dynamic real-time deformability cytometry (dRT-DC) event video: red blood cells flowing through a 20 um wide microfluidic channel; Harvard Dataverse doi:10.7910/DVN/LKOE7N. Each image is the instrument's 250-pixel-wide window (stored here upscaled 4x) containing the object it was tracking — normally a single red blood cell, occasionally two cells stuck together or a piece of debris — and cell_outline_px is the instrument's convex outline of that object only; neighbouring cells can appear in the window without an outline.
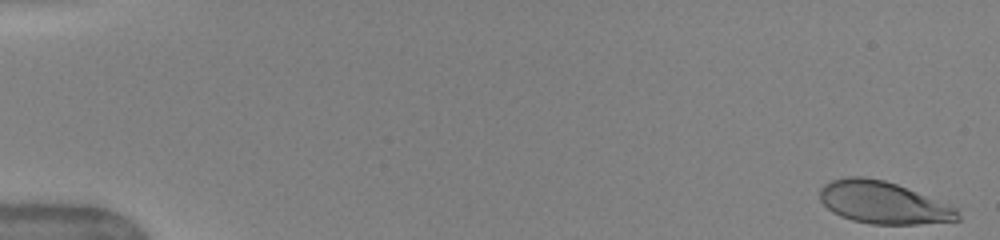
{"species": "human", "species_latin": "Homo sapiens", "temperature_condition": "warm", "stored_images_in_passage": 45, "camera_frame_rate_fps": 3000, "um_per_image_px": 0.085, "donor": {"sex": "female"}, "frame": {"image": 1, "passage_image": 1, "time_ms": 0.0, "image_size_px": [1000, 240], "cell_outline_px": [[960, 220], [916, 224], [872, 224], [852, 220], [840, 216], [832, 212], [820, 200], [820, 188], [824, 184], [832, 180], [848, 176], [864, 176], [884, 180], [896, 184], [956, 208], [960, 216]], "centroid_in_image_um": [75.02, 17.22], "position_along_channel_um": 10.0, "area_um2": 33.58}}
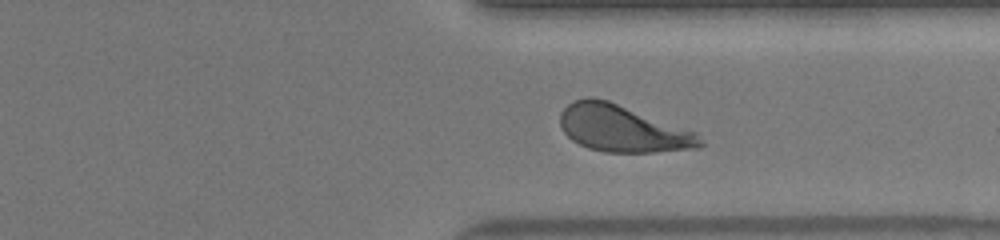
{"frame": {"image": 2, "passage_image": 39, "time_ms": 12.667, "image_size_px": [1000, 240], "cell_outline_px": [[704, 144], [700, 148], [656, 152], [604, 152], [588, 148], [572, 140], [564, 132], [560, 124], [560, 112], [568, 104], [576, 100], [588, 96], [592, 96], [608, 100], [696, 132]], "centroid_in_image_um": [52.91, 10.93], "position_along_channel_um": 358.5, "area_um2": 38.09}}
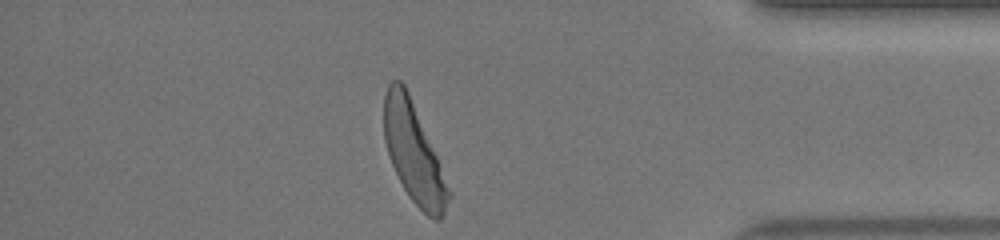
{"frame": {"image": 3, "passage_image": 44, "time_ms": 14.333, "image_size_px": [1000, 240], "cell_outline_px": [[452, 196], [440, 220], [432, 220], [408, 196], [392, 164], [384, 140], [384, 96], [388, 84], [392, 80], [400, 80], [404, 84], [408, 92], [452, 192]], "centroid_in_image_um": [35.16, 13.02], "position_along_channel_um": 400.0, "area_um2": 36.76}, "authors_computed_cell_mechanics": {"area_um2": 37.4544, "velocity_mm_per_s": 4.0305, "shape_relaxation_time_tau1_ms": 2.4463, "shape_relaxation_time_tau2_ms": null, "deformation_change_tau1": 0.1671, "deformation_change_tau2": null}}